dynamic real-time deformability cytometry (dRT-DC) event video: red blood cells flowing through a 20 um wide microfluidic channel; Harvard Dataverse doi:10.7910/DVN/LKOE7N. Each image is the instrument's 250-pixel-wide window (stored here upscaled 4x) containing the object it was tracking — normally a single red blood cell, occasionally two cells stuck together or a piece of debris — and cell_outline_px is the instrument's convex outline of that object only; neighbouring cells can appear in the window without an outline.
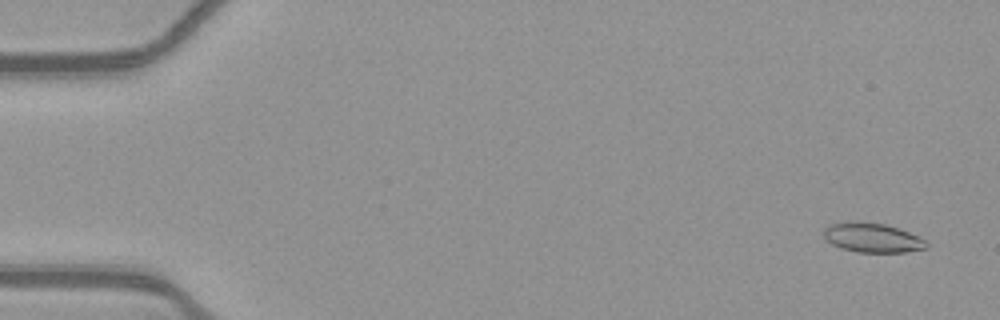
{"species": "common noctule bat (a hibernating species)", "species_latin": "Nyctalus noctula", "temperature_condition": "warm", "stored_images_in_passage": 54, "camera_frame_rate_fps": 3000, "um_per_image_px": 0.085, "animal": {"sex": "female", "body_mass_g": 21.9}, "frame": {"image": 1, "passage_image": 3, "time_ms": 0.667, "image_size_px": [1000, 320], "cell_outline_px": [[928, 248], [904, 252], [856, 252], [840, 248], [832, 244], [824, 236], [824, 228], [832, 224], [852, 220], [884, 224], [900, 228], [924, 240], [928, 244]], "centroid_in_image_um": [74.14, 20.2], "position_along_channel_um": 10.9, "area_um2": 17.57}}
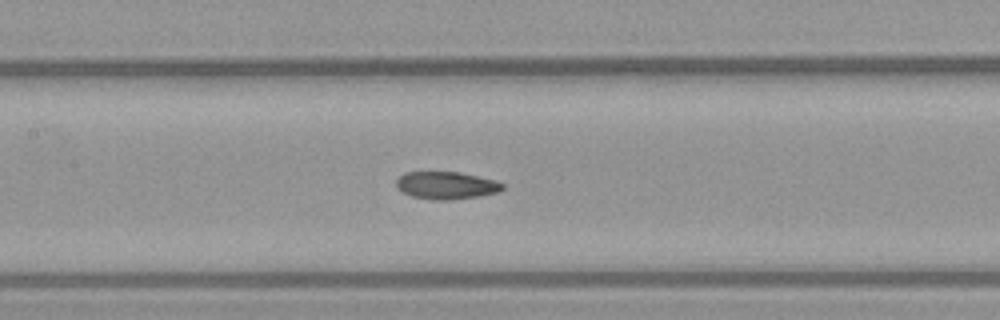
{"frame": {"image": 2, "passage_image": 26, "time_ms": 8.333, "image_size_px": [1000, 320], "cell_outline_px": [[504, 188], [496, 192], [480, 196], [448, 200], [436, 200], [412, 196], [396, 188], [396, 180], [404, 172], [460, 172], [496, 180], [504, 184]], "centroid_in_image_um": [37.93, 15.75], "position_along_channel_um": 169.5, "area_um2": 16.99}}
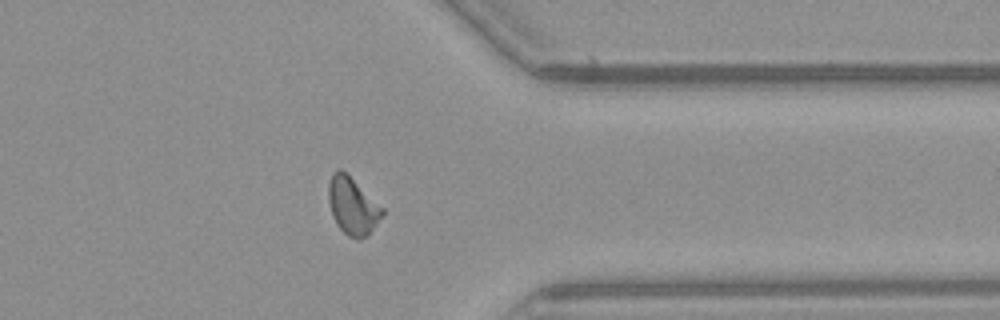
{"frame": {"image": 3, "passage_image": 43, "time_ms": 14.0, "image_size_px": [1000, 320], "cell_outline_px": [[384, 216], [368, 236], [360, 240], [356, 240], [348, 236], [336, 224], [332, 216], [328, 200], [328, 184], [332, 172], [336, 168], [340, 168], [384, 208]], "centroid_in_image_um": [29.97, 17.54], "position_along_channel_um": 381.4, "area_um2": 18.21}, "authors_computed_cell_mechanics": {"area_um2": 17.4556, "velocity_mm_per_s": 3.893, "shape_relaxation_time_tau1_ms": null, "shape_relaxation_time_tau2_ms": 3.1303, "deformation_change_tau1": null, "deformation_change_tau2": 0.088}}